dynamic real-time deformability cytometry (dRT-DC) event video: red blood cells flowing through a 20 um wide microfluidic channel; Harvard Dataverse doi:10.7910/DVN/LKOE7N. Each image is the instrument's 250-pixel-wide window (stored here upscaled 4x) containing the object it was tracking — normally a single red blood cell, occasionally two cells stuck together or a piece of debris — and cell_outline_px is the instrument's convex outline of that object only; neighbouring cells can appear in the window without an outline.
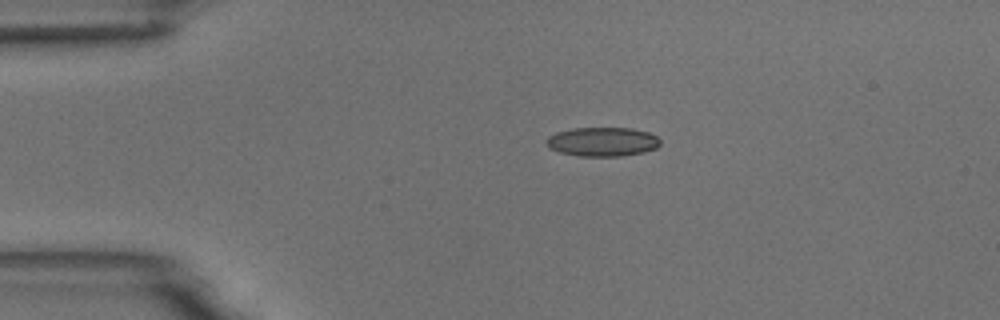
{"species": "common noctule bat (a hibernating species)", "species_latin": "Nyctalus noctula", "temperature_condition": "room temperature", "stored_images_in_passage": 14, "camera_frame_rate_fps": 3000, "um_per_image_px": 0.085, "animal": {"sex": "male", "body_mass_g": 18.8}, "frame": {"image": 1, "passage_image": 3, "time_ms": 2.333, "image_size_px": [1000, 320], "cell_outline_px": [[660, 144], [656, 148], [644, 152], [620, 156], [580, 156], [560, 152], [548, 148], [548, 136], [556, 132], [572, 128], [632, 128], [648, 132], [656, 136], [660, 140]], "centroid_in_image_um": [51.22, 12.04], "position_along_channel_um": 33.8, "area_um2": 19.25}}
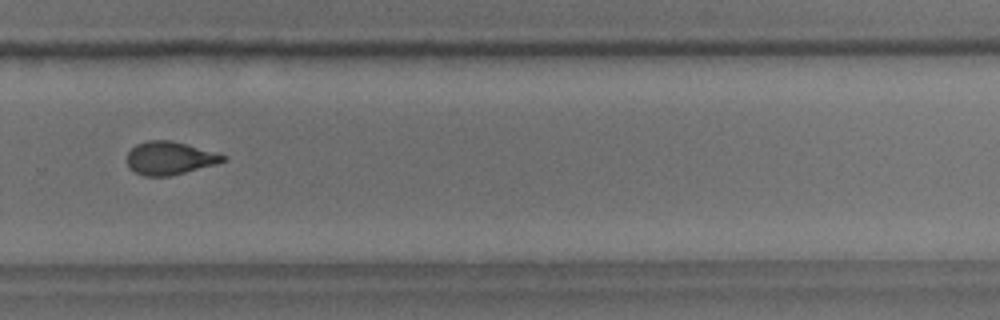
{"frame": {"image": 2, "passage_image": 10, "time_ms": 11.0, "image_size_px": [1000, 320], "cell_outline_px": [[228, 160], [216, 164], [168, 176], [144, 176], [128, 168], [128, 152], [136, 144], [148, 140], [172, 140], [228, 156]], "centroid_in_image_um": [14.43, 13.43], "position_along_channel_um": 315.4, "area_um2": 18.38}}
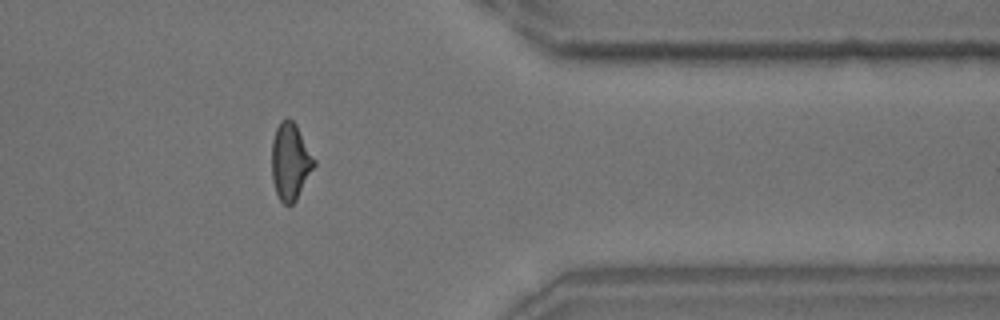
{"frame": {"image": 3, "passage_image": 12, "time_ms": 13.333, "image_size_px": [1000, 320], "cell_outline_px": [[316, 164], [296, 200], [292, 204], [284, 204], [280, 200], [276, 192], [272, 180], [272, 140], [276, 128], [280, 120], [288, 116], [296, 124], [316, 160]], "centroid_in_image_um": [24.68, 13.69], "position_along_channel_um": 386.7, "area_um2": 19.07}, "authors_computed_cell_mechanics": {"area_um2": 18.9873, "velocity_mm_per_s": 3.71, "shape_relaxation_time_tau1_ms": 4.891, "shape_relaxation_time_tau2_ms": null, "deformation_change_tau1": 0.1287, "deformation_change_tau2": null}}